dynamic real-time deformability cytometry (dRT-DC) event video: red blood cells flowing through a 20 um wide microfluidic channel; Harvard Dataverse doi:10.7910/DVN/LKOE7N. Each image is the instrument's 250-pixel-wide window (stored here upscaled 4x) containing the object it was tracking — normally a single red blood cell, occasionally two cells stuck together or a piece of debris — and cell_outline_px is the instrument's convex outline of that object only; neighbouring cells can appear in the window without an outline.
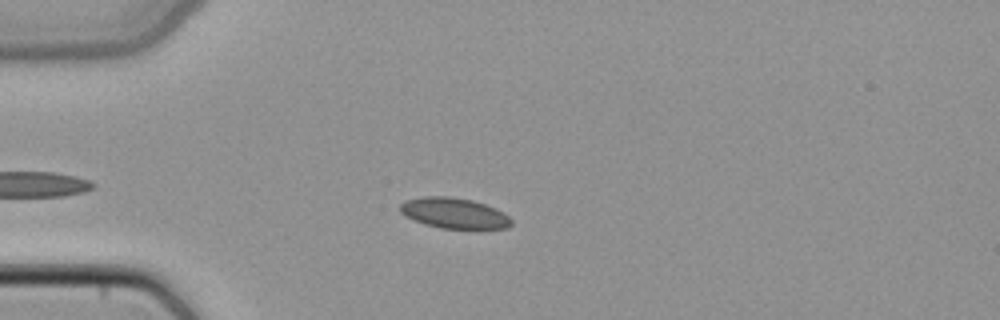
{"species": "common noctule bat (a hibernating species)", "species_latin": "Nyctalus noctula", "temperature_condition": "cold", "stored_images_in_passage": 35, "camera_frame_rate_fps": 3000, "um_per_image_px": 0.085, "animal": {"sex": "female", "body_mass_g": 22.7, "forearm_length_mm": 54.2}, "frame": {"image": 1, "passage_image": 7, "time_ms": 2.0, "image_size_px": [1000, 320], "cell_outline_px": [[512, 224], [508, 228], [440, 228], [424, 224], [412, 220], [404, 216], [400, 212], [400, 204], [408, 200], [424, 196], [448, 196], [472, 200], [496, 208], [504, 212], [512, 220]], "centroid_in_image_um": [38.59, 18.12], "position_along_channel_um": 46.4, "area_um2": 19.83}}
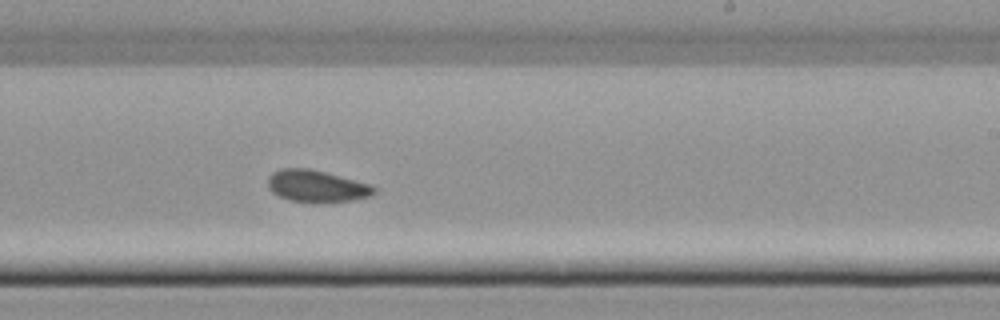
{"frame": {"image": 2, "passage_image": 24, "time_ms": 7.667, "image_size_px": [1000, 320], "cell_outline_px": [[376, 192], [372, 196], [352, 200], [292, 200], [280, 196], [272, 192], [268, 188], [268, 176], [272, 172], [280, 168], [308, 168], [324, 172], [368, 184], [376, 188]], "centroid_in_image_um": [26.87, 15.78], "position_along_channel_um": 262.1, "area_um2": 18.96}}
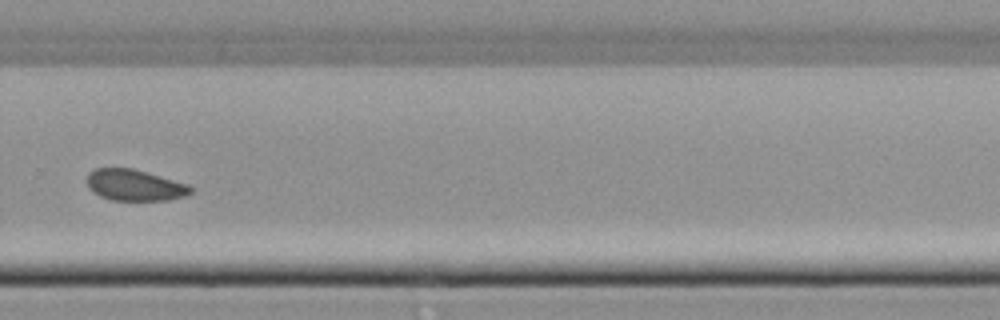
{"frame": {"image": 3, "passage_image": 28, "time_ms": 9.0, "image_size_px": [1000, 320], "cell_outline_px": [[192, 192], [184, 196], [168, 200], [112, 200], [100, 196], [88, 184], [88, 172], [96, 168], [132, 168], [188, 184], [192, 188]], "centroid_in_image_um": [11.47, 15.73], "position_along_channel_um": 318.3, "area_um2": 18.55}}